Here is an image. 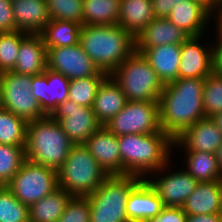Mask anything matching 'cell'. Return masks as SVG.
<instances>
[{
  "label": "cell",
  "mask_w": 222,
  "mask_h": 222,
  "mask_svg": "<svg viewBox=\"0 0 222 222\" xmlns=\"http://www.w3.org/2000/svg\"><path fill=\"white\" fill-rule=\"evenodd\" d=\"M3 101H2V91H1V85H0V110L3 109Z\"/></svg>",
  "instance_id": "cell-49"
},
{
  "label": "cell",
  "mask_w": 222,
  "mask_h": 222,
  "mask_svg": "<svg viewBox=\"0 0 222 222\" xmlns=\"http://www.w3.org/2000/svg\"><path fill=\"white\" fill-rule=\"evenodd\" d=\"M171 163L151 173L146 180L156 190L164 206L182 208L199 182L184 168L171 172Z\"/></svg>",
  "instance_id": "cell-11"
},
{
  "label": "cell",
  "mask_w": 222,
  "mask_h": 222,
  "mask_svg": "<svg viewBox=\"0 0 222 222\" xmlns=\"http://www.w3.org/2000/svg\"><path fill=\"white\" fill-rule=\"evenodd\" d=\"M121 0H83V25H117Z\"/></svg>",
  "instance_id": "cell-29"
},
{
  "label": "cell",
  "mask_w": 222,
  "mask_h": 222,
  "mask_svg": "<svg viewBox=\"0 0 222 222\" xmlns=\"http://www.w3.org/2000/svg\"><path fill=\"white\" fill-rule=\"evenodd\" d=\"M142 180L135 175H109L89 196L90 222H129L126 202L131 190Z\"/></svg>",
  "instance_id": "cell-6"
},
{
  "label": "cell",
  "mask_w": 222,
  "mask_h": 222,
  "mask_svg": "<svg viewBox=\"0 0 222 222\" xmlns=\"http://www.w3.org/2000/svg\"><path fill=\"white\" fill-rule=\"evenodd\" d=\"M213 24L216 25V27L222 32V4L220 5V8L218 12L214 15Z\"/></svg>",
  "instance_id": "cell-46"
},
{
  "label": "cell",
  "mask_w": 222,
  "mask_h": 222,
  "mask_svg": "<svg viewBox=\"0 0 222 222\" xmlns=\"http://www.w3.org/2000/svg\"><path fill=\"white\" fill-rule=\"evenodd\" d=\"M85 145L108 175H122L118 136L102 125Z\"/></svg>",
  "instance_id": "cell-17"
},
{
  "label": "cell",
  "mask_w": 222,
  "mask_h": 222,
  "mask_svg": "<svg viewBox=\"0 0 222 222\" xmlns=\"http://www.w3.org/2000/svg\"><path fill=\"white\" fill-rule=\"evenodd\" d=\"M164 205L156 190L146 179H142L129 193L126 214L129 222H146L157 216Z\"/></svg>",
  "instance_id": "cell-18"
},
{
  "label": "cell",
  "mask_w": 222,
  "mask_h": 222,
  "mask_svg": "<svg viewBox=\"0 0 222 222\" xmlns=\"http://www.w3.org/2000/svg\"><path fill=\"white\" fill-rule=\"evenodd\" d=\"M50 116L57 121L73 144H85L102 126L92 107L67 99L58 104Z\"/></svg>",
  "instance_id": "cell-12"
},
{
  "label": "cell",
  "mask_w": 222,
  "mask_h": 222,
  "mask_svg": "<svg viewBox=\"0 0 222 222\" xmlns=\"http://www.w3.org/2000/svg\"><path fill=\"white\" fill-rule=\"evenodd\" d=\"M17 31L39 34L51 20L46 0H11Z\"/></svg>",
  "instance_id": "cell-21"
},
{
  "label": "cell",
  "mask_w": 222,
  "mask_h": 222,
  "mask_svg": "<svg viewBox=\"0 0 222 222\" xmlns=\"http://www.w3.org/2000/svg\"><path fill=\"white\" fill-rule=\"evenodd\" d=\"M212 16V17H211ZM214 15L199 2L194 0H182L175 5L166 17L171 23L186 32L190 37L203 35ZM211 17V18H210ZM205 34V35H204Z\"/></svg>",
  "instance_id": "cell-16"
},
{
  "label": "cell",
  "mask_w": 222,
  "mask_h": 222,
  "mask_svg": "<svg viewBox=\"0 0 222 222\" xmlns=\"http://www.w3.org/2000/svg\"><path fill=\"white\" fill-rule=\"evenodd\" d=\"M5 187V185L0 181V191Z\"/></svg>",
  "instance_id": "cell-50"
},
{
  "label": "cell",
  "mask_w": 222,
  "mask_h": 222,
  "mask_svg": "<svg viewBox=\"0 0 222 222\" xmlns=\"http://www.w3.org/2000/svg\"><path fill=\"white\" fill-rule=\"evenodd\" d=\"M141 54L164 85L179 78L181 45L168 44L147 48Z\"/></svg>",
  "instance_id": "cell-23"
},
{
  "label": "cell",
  "mask_w": 222,
  "mask_h": 222,
  "mask_svg": "<svg viewBox=\"0 0 222 222\" xmlns=\"http://www.w3.org/2000/svg\"><path fill=\"white\" fill-rule=\"evenodd\" d=\"M27 121L6 109L0 110V144L25 147Z\"/></svg>",
  "instance_id": "cell-30"
},
{
  "label": "cell",
  "mask_w": 222,
  "mask_h": 222,
  "mask_svg": "<svg viewBox=\"0 0 222 222\" xmlns=\"http://www.w3.org/2000/svg\"><path fill=\"white\" fill-rule=\"evenodd\" d=\"M211 119L214 121L216 126L219 128V130L222 132V112L214 114Z\"/></svg>",
  "instance_id": "cell-47"
},
{
  "label": "cell",
  "mask_w": 222,
  "mask_h": 222,
  "mask_svg": "<svg viewBox=\"0 0 222 222\" xmlns=\"http://www.w3.org/2000/svg\"><path fill=\"white\" fill-rule=\"evenodd\" d=\"M203 106L205 117L222 112V76L211 74L205 78L203 86Z\"/></svg>",
  "instance_id": "cell-36"
},
{
  "label": "cell",
  "mask_w": 222,
  "mask_h": 222,
  "mask_svg": "<svg viewBox=\"0 0 222 222\" xmlns=\"http://www.w3.org/2000/svg\"><path fill=\"white\" fill-rule=\"evenodd\" d=\"M27 34L17 30L0 32V73L14 69L21 40Z\"/></svg>",
  "instance_id": "cell-33"
},
{
  "label": "cell",
  "mask_w": 222,
  "mask_h": 222,
  "mask_svg": "<svg viewBox=\"0 0 222 222\" xmlns=\"http://www.w3.org/2000/svg\"><path fill=\"white\" fill-rule=\"evenodd\" d=\"M105 127L116 136L163 131L159 102L127 101L124 108Z\"/></svg>",
  "instance_id": "cell-9"
},
{
  "label": "cell",
  "mask_w": 222,
  "mask_h": 222,
  "mask_svg": "<svg viewBox=\"0 0 222 222\" xmlns=\"http://www.w3.org/2000/svg\"><path fill=\"white\" fill-rule=\"evenodd\" d=\"M182 209L187 215L222 213V180L199 182Z\"/></svg>",
  "instance_id": "cell-22"
},
{
  "label": "cell",
  "mask_w": 222,
  "mask_h": 222,
  "mask_svg": "<svg viewBox=\"0 0 222 222\" xmlns=\"http://www.w3.org/2000/svg\"><path fill=\"white\" fill-rule=\"evenodd\" d=\"M222 145V132L211 117L198 120L174 139L173 148L216 154ZM185 149V150H184Z\"/></svg>",
  "instance_id": "cell-14"
},
{
  "label": "cell",
  "mask_w": 222,
  "mask_h": 222,
  "mask_svg": "<svg viewBox=\"0 0 222 222\" xmlns=\"http://www.w3.org/2000/svg\"><path fill=\"white\" fill-rule=\"evenodd\" d=\"M47 68L63 74L69 80L107 75L98 69L80 43L74 46L48 48Z\"/></svg>",
  "instance_id": "cell-13"
},
{
  "label": "cell",
  "mask_w": 222,
  "mask_h": 222,
  "mask_svg": "<svg viewBox=\"0 0 222 222\" xmlns=\"http://www.w3.org/2000/svg\"><path fill=\"white\" fill-rule=\"evenodd\" d=\"M203 5L206 9H208L213 15H215L220 5L222 4V0H194Z\"/></svg>",
  "instance_id": "cell-45"
},
{
  "label": "cell",
  "mask_w": 222,
  "mask_h": 222,
  "mask_svg": "<svg viewBox=\"0 0 222 222\" xmlns=\"http://www.w3.org/2000/svg\"><path fill=\"white\" fill-rule=\"evenodd\" d=\"M154 19L151 0H121L117 25L134 38Z\"/></svg>",
  "instance_id": "cell-25"
},
{
  "label": "cell",
  "mask_w": 222,
  "mask_h": 222,
  "mask_svg": "<svg viewBox=\"0 0 222 222\" xmlns=\"http://www.w3.org/2000/svg\"><path fill=\"white\" fill-rule=\"evenodd\" d=\"M85 144H73L57 170L58 186L71 196L87 197L108 177Z\"/></svg>",
  "instance_id": "cell-5"
},
{
  "label": "cell",
  "mask_w": 222,
  "mask_h": 222,
  "mask_svg": "<svg viewBox=\"0 0 222 222\" xmlns=\"http://www.w3.org/2000/svg\"><path fill=\"white\" fill-rule=\"evenodd\" d=\"M11 0H0V32L16 30Z\"/></svg>",
  "instance_id": "cell-41"
},
{
  "label": "cell",
  "mask_w": 222,
  "mask_h": 222,
  "mask_svg": "<svg viewBox=\"0 0 222 222\" xmlns=\"http://www.w3.org/2000/svg\"><path fill=\"white\" fill-rule=\"evenodd\" d=\"M72 196L58 187L29 207L30 222H58Z\"/></svg>",
  "instance_id": "cell-26"
},
{
  "label": "cell",
  "mask_w": 222,
  "mask_h": 222,
  "mask_svg": "<svg viewBox=\"0 0 222 222\" xmlns=\"http://www.w3.org/2000/svg\"><path fill=\"white\" fill-rule=\"evenodd\" d=\"M205 78H178L164 86L159 98L160 125L173 139L205 118Z\"/></svg>",
  "instance_id": "cell-1"
},
{
  "label": "cell",
  "mask_w": 222,
  "mask_h": 222,
  "mask_svg": "<svg viewBox=\"0 0 222 222\" xmlns=\"http://www.w3.org/2000/svg\"><path fill=\"white\" fill-rule=\"evenodd\" d=\"M47 69V48L40 34H27L19 47L18 57L14 66L15 73L39 75Z\"/></svg>",
  "instance_id": "cell-20"
},
{
  "label": "cell",
  "mask_w": 222,
  "mask_h": 222,
  "mask_svg": "<svg viewBox=\"0 0 222 222\" xmlns=\"http://www.w3.org/2000/svg\"><path fill=\"white\" fill-rule=\"evenodd\" d=\"M109 75H95L69 81L68 99L81 106L92 107L100 84Z\"/></svg>",
  "instance_id": "cell-31"
},
{
  "label": "cell",
  "mask_w": 222,
  "mask_h": 222,
  "mask_svg": "<svg viewBox=\"0 0 222 222\" xmlns=\"http://www.w3.org/2000/svg\"><path fill=\"white\" fill-rule=\"evenodd\" d=\"M190 36L167 18H155L135 37V52L161 45H181Z\"/></svg>",
  "instance_id": "cell-19"
},
{
  "label": "cell",
  "mask_w": 222,
  "mask_h": 222,
  "mask_svg": "<svg viewBox=\"0 0 222 222\" xmlns=\"http://www.w3.org/2000/svg\"><path fill=\"white\" fill-rule=\"evenodd\" d=\"M174 139L164 131L118 136L122 175L146 179L172 161Z\"/></svg>",
  "instance_id": "cell-2"
},
{
  "label": "cell",
  "mask_w": 222,
  "mask_h": 222,
  "mask_svg": "<svg viewBox=\"0 0 222 222\" xmlns=\"http://www.w3.org/2000/svg\"><path fill=\"white\" fill-rule=\"evenodd\" d=\"M182 0H151L155 18H166L175 5Z\"/></svg>",
  "instance_id": "cell-43"
},
{
  "label": "cell",
  "mask_w": 222,
  "mask_h": 222,
  "mask_svg": "<svg viewBox=\"0 0 222 222\" xmlns=\"http://www.w3.org/2000/svg\"><path fill=\"white\" fill-rule=\"evenodd\" d=\"M73 143L50 115L27 122L25 157L55 169L63 165Z\"/></svg>",
  "instance_id": "cell-4"
},
{
  "label": "cell",
  "mask_w": 222,
  "mask_h": 222,
  "mask_svg": "<svg viewBox=\"0 0 222 222\" xmlns=\"http://www.w3.org/2000/svg\"><path fill=\"white\" fill-rule=\"evenodd\" d=\"M188 215L182 208L164 206L161 212L146 222H187Z\"/></svg>",
  "instance_id": "cell-40"
},
{
  "label": "cell",
  "mask_w": 222,
  "mask_h": 222,
  "mask_svg": "<svg viewBox=\"0 0 222 222\" xmlns=\"http://www.w3.org/2000/svg\"><path fill=\"white\" fill-rule=\"evenodd\" d=\"M79 43L107 75L135 52V38L119 25H82Z\"/></svg>",
  "instance_id": "cell-3"
},
{
  "label": "cell",
  "mask_w": 222,
  "mask_h": 222,
  "mask_svg": "<svg viewBox=\"0 0 222 222\" xmlns=\"http://www.w3.org/2000/svg\"><path fill=\"white\" fill-rule=\"evenodd\" d=\"M0 222H29V206L19 201L7 186L0 191Z\"/></svg>",
  "instance_id": "cell-34"
},
{
  "label": "cell",
  "mask_w": 222,
  "mask_h": 222,
  "mask_svg": "<svg viewBox=\"0 0 222 222\" xmlns=\"http://www.w3.org/2000/svg\"><path fill=\"white\" fill-rule=\"evenodd\" d=\"M126 102L121 87L109 75L100 84L92 108L97 120L105 126L124 108Z\"/></svg>",
  "instance_id": "cell-24"
},
{
  "label": "cell",
  "mask_w": 222,
  "mask_h": 222,
  "mask_svg": "<svg viewBox=\"0 0 222 222\" xmlns=\"http://www.w3.org/2000/svg\"><path fill=\"white\" fill-rule=\"evenodd\" d=\"M32 76L14 71L0 73V85L4 109L27 122L46 116L38 101L30 93Z\"/></svg>",
  "instance_id": "cell-10"
},
{
  "label": "cell",
  "mask_w": 222,
  "mask_h": 222,
  "mask_svg": "<svg viewBox=\"0 0 222 222\" xmlns=\"http://www.w3.org/2000/svg\"><path fill=\"white\" fill-rule=\"evenodd\" d=\"M69 79L63 74L47 68L46 94L49 96V115L58 104L65 102L69 96Z\"/></svg>",
  "instance_id": "cell-37"
},
{
  "label": "cell",
  "mask_w": 222,
  "mask_h": 222,
  "mask_svg": "<svg viewBox=\"0 0 222 222\" xmlns=\"http://www.w3.org/2000/svg\"><path fill=\"white\" fill-rule=\"evenodd\" d=\"M183 154L186 166L184 169L198 182L222 180L216 154L199 151H185Z\"/></svg>",
  "instance_id": "cell-28"
},
{
  "label": "cell",
  "mask_w": 222,
  "mask_h": 222,
  "mask_svg": "<svg viewBox=\"0 0 222 222\" xmlns=\"http://www.w3.org/2000/svg\"><path fill=\"white\" fill-rule=\"evenodd\" d=\"M222 213L216 214H201V215H188L187 222H221Z\"/></svg>",
  "instance_id": "cell-44"
},
{
  "label": "cell",
  "mask_w": 222,
  "mask_h": 222,
  "mask_svg": "<svg viewBox=\"0 0 222 222\" xmlns=\"http://www.w3.org/2000/svg\"><path fill=\"white\" fill-rule=\"evenodd\" d=\"M202 38L189 37L181 44L179 78H206L212 74L211 43L202 45Z\"/></svg>",
  "instance_id": "cell-15"
},
{
  "label": "cell",
  "mask_w": 222,
  "mask_h": 222,
  "mask_svg": "<svg viewBox=\"0 0 222 222\" xmlns=\"http://www.w3.org/2000/svg\"><path fill=\"white\" fill-rule=\"evenodd\" d=\"M25 147L0 144V181L6 186L20 170L25 157Z\"/></svg>",
  "instance_id": "cell-32"
},
{
  "label": "cell",
  "mask_w": 222,
  "mask_h": 222,
  "mask_svg": "<svg viewBox=\"0 0 222 222\" xmlns=\"http://www.w3.org/2000/svg\"><path fill=\"white\" fill-rule=\"evenodd\" d=\"M216 160H217V165L219 167V170L222 174V145L218 148L216 152Z\"/></svg>",
  "instance_id": "cell-48"
},
{
  "label": "cell",
  "mask_w": 222,
  "mask_h": 222,
  "mask_svg": "<svg viewBox=\"0 0 222 222\" xmlns=\"http://www.w3.org/2000/svg\"><path fill=\"white\" fill-rule=\"evenodd\" d=\"M6 186L19 201L30 207L59 187L57 171L25 159Z\"/></svg>",
  "instance_id": "cell-8"
},
{
  "label": "cell",
  "mask_w": 222,
  "mask_h": 222,
  "mask_svg": "<svg viewBox=\"0 0 222 222\" xmlns=\"http://www.w3.org/2000/svg\"><path fill=\"white\" fill-rule=\"evenodd\" d=\"M215 28L217 37H215L214 43H211L212 73L222 76V32L217 27Z\"/></svg>",
  "instance_id": "cell-42"
},
{
  "label": "cell",
  "mask_w": 222,
  "mask_h": 222,
  "mask_svg": "<svg viewBox=\"0 0 222 222\" xmlns=\"http://www.w3.org/2000/svg\"><path fill=\"white\" fill-rule=\"evenodd\" d=\"M47 69L44 73L32 76L30 93L38 101L40 108L49 115V96L46 94Z\"/></svg>",
  "instance_id": "cell-39"
},
{
  "label": "cell",
  "mask_w": 222,
  "mask_h": 222,
  "mask_svg": "<svg viewBox=\"0 0 222 222\" xmlns=\"http://www.w3.org/2000/svg\"><path fill=\"white\" fill-rule=\"evenodd\" d=\"M90 210L88 197L72 196L58 222H90Z\"/></svg>",
  "instance_id": "cell-38"
},
{
  "label": "cell",
  "mask_w": 222,
  "mask_h": 222,
  "mask_svg": "<svg viewBox=\"0 0 222 222\" xmlns=\"http://www.w3.org/2000/svg\"><path fill=\"white\" fill-rule=\"evenodd\" d=\"M82 24L50 20L39 33L46 48L74 46L79 43Z\"/></svg>",
  "instance_id": "cell-27"
},
{
  "label": "cell",
  "mask_w": 222,
  "mask_h": 222,
  "mask_svg": "<svg viewBox=\"0 0 222 222\" xmlns=\"http://www.w3.org/2000/svg\"><path fill=\"white\" fill-rule=\"evenodd\" d=\"M110 76L121 87L127 101L159 102L165 86L138 52L128 57Z\"/></svg>",
  "instance_id": "cell-7"
},
{
  "label": "cell",
  "mask_w": 222,
  "mask_h": 222,
  "mask_svg": "<svg viewBox=\"0 0 222 222\" xmlns=\"http://www.w3.org/2000/svg\"><path fill=\"white\" fill-rule=\"evenodd\" d=\"M46 3L50 19L83 25V0H46Z\"/></svg>",
  "instance_id": "cell-35"
}]
</instances>
